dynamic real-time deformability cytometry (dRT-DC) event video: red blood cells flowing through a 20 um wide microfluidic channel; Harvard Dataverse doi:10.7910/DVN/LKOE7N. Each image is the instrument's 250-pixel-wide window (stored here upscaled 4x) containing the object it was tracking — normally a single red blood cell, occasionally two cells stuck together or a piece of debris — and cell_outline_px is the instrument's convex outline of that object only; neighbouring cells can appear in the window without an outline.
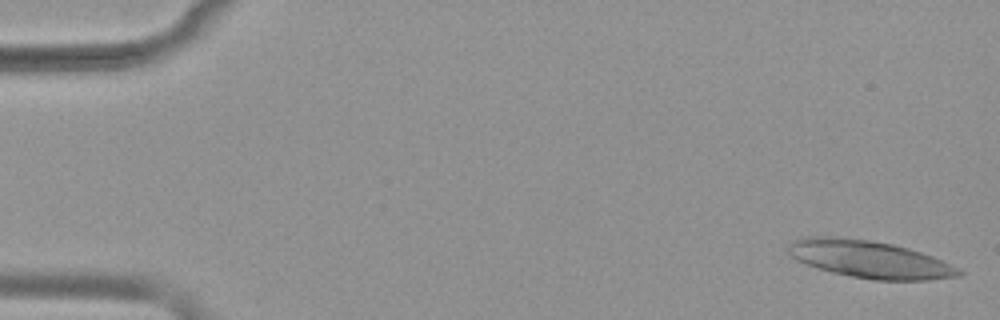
{"species": "common noctule bat (a hibernating species)", "species_latin": "Nyctalus noctula", "temperature_condition": "warm", "stored_images_in_passage": 15, "camera_frame_rate_fps": 3000, "um_per_image_px": 0.085, "animal": {"sex": "female", "body_mass_g": 19.9}, "frame": {"image": 1, "passage_image": 1, "time_ms": 0.0, "image_size_px": [1000, 320], "cell_outline_px": [[964, 272], [960, 276], [928, 280], [876, 280], [852, 276], [832, 272], [808, 264], [792, 256], [788, 252], [788, 244], [796, 240], [808, 236], [824, 236], [868, 240], [892, 244], [908, 248], [932, 256], [960, 268]], "centroid_in_image_um": [73.97, 22.04], "position_along_channel_um": 11.0, "area_um2": 36.59}}